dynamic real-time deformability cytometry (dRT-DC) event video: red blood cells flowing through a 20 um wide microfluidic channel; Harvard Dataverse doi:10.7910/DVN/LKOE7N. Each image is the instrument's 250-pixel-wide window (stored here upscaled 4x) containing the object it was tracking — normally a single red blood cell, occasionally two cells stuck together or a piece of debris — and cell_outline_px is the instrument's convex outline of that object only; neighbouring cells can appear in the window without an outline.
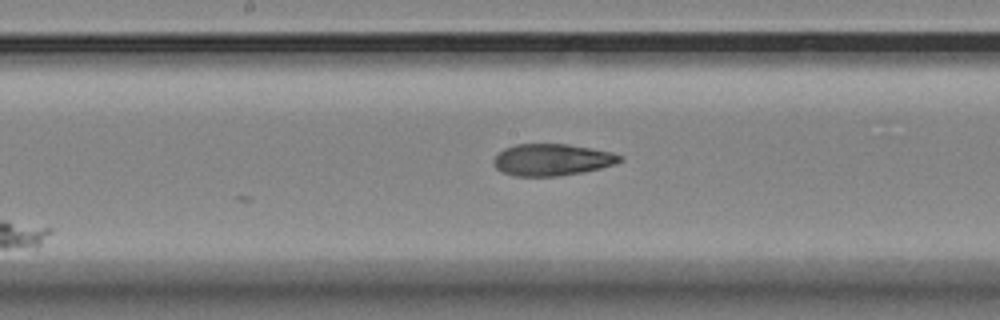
{"species": "Egyptian fruit bat (a non-hibernating species)", "species_latin": "Rousettus aegyptiacus", "temperature_condition": "room temperature", "stored_images_in_passage": 9, "segment_of_instrument_passage": [2, 2], "camera_frame_rate_fps": 3000, "um_per_image_px": 0.085, "animal": {"sex": "female"}, "frame": {"image": 1, "passage_image": 9, "time_ms": 2.667, "image_size_px": [1000, 320], "cell_outline_px": [[624, 160], [616, 164], [584, 172], [560, 176], [516, 176], [504, 172], [496, 168], [492, 164], [492, 160], [504, 148], [516, 144], [568, 144], [612, 152], [624, 156]], "centroid_in_image_um": [46.95, 13.58], "position_along_channel_um": 201.2, "area_um2": 23.52}}